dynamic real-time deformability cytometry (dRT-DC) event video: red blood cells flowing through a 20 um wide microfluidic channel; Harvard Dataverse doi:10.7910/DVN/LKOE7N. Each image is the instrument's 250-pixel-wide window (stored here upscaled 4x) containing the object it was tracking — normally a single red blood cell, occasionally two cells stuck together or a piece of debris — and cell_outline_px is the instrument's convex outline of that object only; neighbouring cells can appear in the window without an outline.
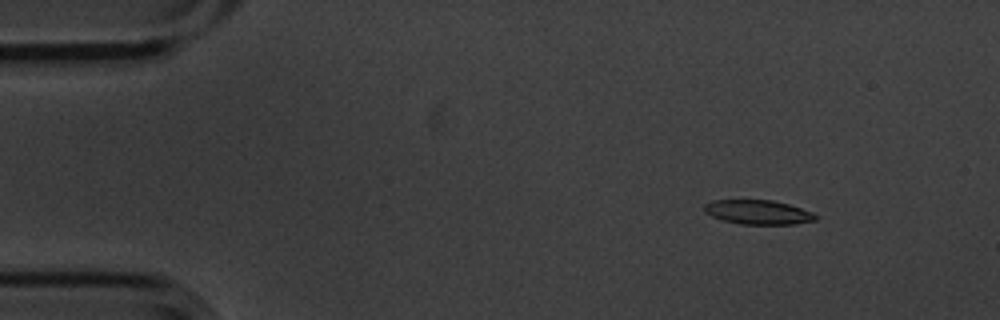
{"species": "common noctule bat (a hibernating species)", "species_latin": "Nyctalus noctula", "temperature_condition": "cold", "stored_images_in_passage": 6, "camera_frame_rate_fps": 3000, "um_per_image_px": 0.085, "animal": {"sex": "male", "body_mass_g": 20.1, "forearm_length_mm": 53.5}, "frame": {"image": 1, "passage_image": 2, "time_ms": 0.333, "image_size_px": [1000, 320], "cell_outline_px": [[820, 216], [816, 220], [792, 224], [740, 224], [724, 220], [712, 216], [704, 212], [704, 204], [712, 200], [772, 200], [788, 204], [812, 212]], "centroid_in_image_um": [64.44, 18.03], "position_along_channel_um": 20.6, "area_um2": 15.72}}
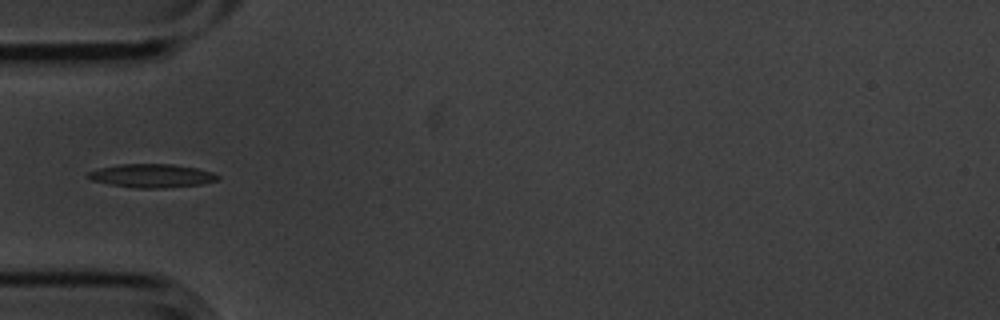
{"frame": {"image": 2, "passage_image": 5, "time_ms": 1.333, "image_size_px": [1000, 320], "cell_outline_px": [[220, 180], [200, 184], [164, 188], [136, 188], [108, 184], [92, 180], [88, 176], [88, 172], [100, 168], [120, 164], [172, 164], [196, 168], [212, 172], [220, 176]], "centroid_in_image_um": [12.93, 14.94], "position_along_channel_um": 72.1, "area_um2": 17.69}}
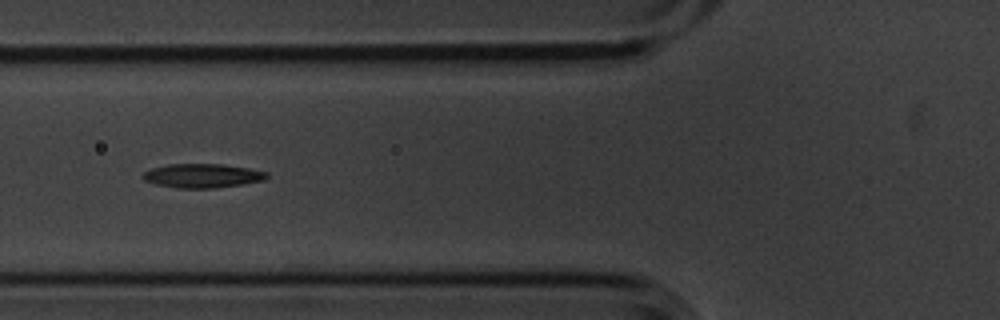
{"frame": {"image": 3, "passage_image": 6, "time_ms": 1.667, "image_size_px": [1000, 320], "cell_outline_px": [[268, 176], [264, 180], [244, 184], [216, 188], [176, 188], [156, 184], [144, 180], [140, 176], [144, 172], [152, 168], [168, 164], [224, 164], [248, 168], [268, 172]], "centroid_in_image_um": [17.2, 14.94], "position_along_channel_um": 108.6, "area_um2": 17.46}}